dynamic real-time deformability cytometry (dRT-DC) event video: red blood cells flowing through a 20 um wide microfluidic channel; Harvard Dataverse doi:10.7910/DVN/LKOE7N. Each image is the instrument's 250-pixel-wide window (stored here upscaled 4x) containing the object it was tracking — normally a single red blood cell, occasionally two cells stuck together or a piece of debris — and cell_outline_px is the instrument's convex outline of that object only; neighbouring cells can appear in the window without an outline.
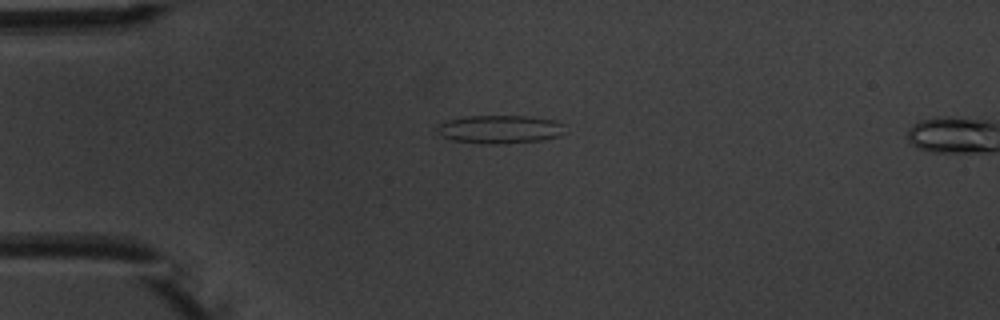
{"species": "common noctule bat (a hibernating species)", "species_latin": "Nyctalus noctula", "temperature_condition": "warm", "stored_images_in_passage": 5, "camera_frame_rate_fps": 3000, "um_per_image_px": 0.085, "animal": {"sex": "male", "body_mass_g": 20.1, "forearm_length_mm": 53.5}, "frame": {"image": 1, "passage_image": 4, "time_ms": 3.667, "image_size_px": [1000, 320], "cell_outline_px": [[564, 132], [560, 136], [544, 140], [496, 144], [488, 144], [452, 140], [440, 136], [436, 132], [436, 128], [440, 124], [448, 120], [464, 116], [528, 116], [556, 120], [564, 124]], "centroid_in_image_um": [42.5, 10.99], "position_along_channel_um": 42.5, "area_um2": 21.27}}